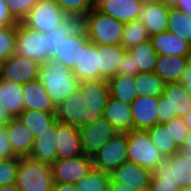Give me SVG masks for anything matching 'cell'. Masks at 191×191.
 <instances>
[{"label": "cell", "instance_id": "obj_60", "mask_svg": "<svg viewBox=\"0 0 191 191\" xmlns=\"http://www.w3.org/2000/svg\"><path fill=\"white\" fill-rule=\"evenodd\" d=\"M180 191H191V184H189V185L186 186V187L181 188Z\"/></svg>", "mask_w": 191, "mask_h": 191}, {"label": "cell", "instance_id": "obj_56", "mask_svg": "<svg viewBox=\"0 0 191 191\" xmlns=\"http://www.w3.org/2000/svg\"><path fill=\"white\" fill-rule=\"evenodd\" d=\"M186 59H187V68L183 74H191V52L186 57Z\"/></svg>", "mask_w": 191, "mask_h": 191}, {"label": "cell", "instance_id": "obj_15", "mask_svg": "<svg viewBox=\"0 0 191 191\" xmlns=\"http://www.w3.org/2000/svg\"><path fill=\"white\" fill-rule=\"evenodd\" d=\"M55 147L57 160L84 155L79 128L56 120Z\"/></svg>", "mask_w": 191, "mask_h": 191}, {"label": "cell", "instance_id": "obj_59", "mask_svg": "<svg viewBox=\"0 0 191 191\" xmlns=\"http://www.w3.org/2000/svg\"><path fill=\"white\" fill-rule=\"evenodd\" d=\"M3 62L4 61L0 60V80L2 79Z\"/></svg>", "mask_w": 191, "mask_h": 191}, {"label": "cell", "instance_id": "obj_58", "mask_svg": "<svg viewBox=\"0 0 191 191\" xmlns=\"http://www.w3.org/2000/svg\"><path fill=\"white\" fill-rule=\"evenodd\" d=\"M178 1L179 0H163V3H165L167 6L173 7Z\"/></svg>", "mask_w": 191, "mask_h": 191}, {"label": "cell", "instance_id": "obj_16", "mask_svg": "<svg viewBox=\"0 0 191 191\" xmlns=\"http://www.w3.org/2000/svg\"><path fill=\"white\" fill-rule=\"evenodd\" d=\"M152 172L132 161H125L110 174V182L124 184L133 191H139L150 185Z\"/></svg>", "mask_w": 191, "mask_h": 191}, {"label": "cell", "instance_id": "obj_32", "mask_svg": "<svg viewBox=\"0 0 191 191\" xmlns=\"http://www.w3.org/2000/svg\"><path fill=\"white\" fill-rule=\"evenodd\" d=\"M127 51L133 56L135 70L144 73L154 72L158 54L150 40L142 42Z\"/></svg>", "mask_w": 191, "mask_h": 191}, {"label": "cell", "instance_id": "obj_19", "mask_svg": "<svg viewBox=\"0 0 191 191\" xmlns=\"http://www.w3.org/2000/svg\"><path fill=\"white\" fill-rule=\"evenodd\" d=\"M5 126L14 155L28 157L35 139L32 132L18 117L12 118Z\"/></svg>", "mask_w": 191, "mask_h": 191}, {"label": "cell", "instance_id": "obj_63", "mask_svg": "<svg viewBox=\"0 0 191 191\" xmlns=\"http://www.w3.org/2000/svg\"><path fill=\"white\" fill-rule=\"evenodd\" d=\"M139 191H151V189H150V187H147V188L141 189Z\"/></svg>", "mask_w": 191, "mask_h": 191}, {"label": "cell", "instance_id": "obj_24", "mask_svg": "<svg viewBox=\"0 0 191 191\" xmlns=\"http://www.w3.org/2000/svg\"><path fill=\"white\" fill-rule=\"evenodd\" d=\"M150 41L158 55L187 57L191 52L188 41L169 31L150 36Z\"/></svg>", "mask_w": 191, "mask_h": 191}, {"label": "cell", "instance_id": "obj_30", "mask_svg": "<svg viewBox=\"0 0 191 191\" xmlns=\"http://www.w3.org/2000/svg\"><path fill=\"white\" fill-rule=\"evenodd\" d=\"M107 83L110 96L117 100L131 104L137 97L133 76L118 74L107 80Z\"/></svg>", "mask_w": 191, "mask_h": 191}, {"label": "cell", "instance_id": "obj_62", "mask_svg": "<svg viewBox=\"0 0 191 191\" xmlns=\"http://www.w3.org/2000/svg\"><path fill=\"white\" fill-rule=\"evenodd\" d=\"M188 181H189V184H191V169H190V172H189V175H188Z\"/></svg>", "mask_w": 191, "mask_h": 191}, {"label": "cell", "instance_id": "obj_50", "mask_svg": "<svg viewBox=\"0 0 191 191\" xmlns=\"http://www.w3.org/2000/svg\"><path fill=\"white\" fill-rule=\"evenodd\" d=\"M53 191H79L73 183H57L53 186Z\"/></svg>", "mask_w": 191, "mask_h": 191}, {"label": "cell", "instance_id": "obj_22", "mask_svg": "<svg viewBox=\"0 0 191 191\" xmlns=\"http://www.w3.org/2000/svg\"><path fill=\"white\" fill-rule=\"evenodd\" d=\"M169 7L163 2L142 5L137 20L143 22L150 36L167 31Z\"/></svg>", "mask_w": 191, "mask_h": 191}, {"label": "cell", "instance_id": "obj_49", "mask_svg": "<svg viewBox=\"0 0 191 191\" xmlns=\"http://www.w3.org/2000/svg\"><path fill=\"white\" fill-rule=\"evenodd\" d=\"M173 7L185 12L191 18V0H179Z\"/></svg>", "mask_w": 191, "mask_h": 191}, {"label": "cell", "instance_id": "obj_55", "mask_svg": "<svg viewBox=\"0 0 191 191\" xmlns=\"http://www.w3.org/2000/svg\"><path fill=\"white\" fill-rule=\"evenodd\" d=\"M185 125L191 130V110L184 117Z\"/></svg>", "mask_w": 191, "mask_h": 191}, {"label": "cell", "instance_id": "obj_38", "mask_svg": "<svg viewBox=\"0 0 191 191\" xmlns=\"http://www.w3.org/2000/svg\"><path fill=\"white\" fill-rule=\"evenodd\" d=\"M110 182V173L92 168L86 177L74 185L79 191H102Z\"/></svg>", "mask_w": 191, "mask_h": 191}, {"label": "cell", "instance_id": "obj_39", "mask_svg": "<svg viewBox=\"0 0 191 191\" xmlns=\"http://www.w3.org/2000/svg\"><path fill=\"white\" fill-rule=\"evenodd\" d=\"M63 12L81 21L95 6L96 0H55Z\"/></svg>", "mask_w": 191, "mask_h": 191}, {"label": "cell", "instance_id": "obj_9", "mask_svg": "<svg viewBox=\"0 0 191 191\" xmlns=\"http://www.w3.org/2000/svg\"><path fill=\"white\" fill-rule=\"evenodd\" d=\"M127 144V132H118L91 157L93 168L111 174L115 168L128 160Z\"/></svg>", "mask_w": 191, "mask_h": 191}, {"label": "cell", "instance_id": "obj_33", "mask_svg": "<svg viewBox=\"0 0 191 191\" xmlns=\"http://www.w3.org/2000/svg\"><path fill=\"white\" fill-rule=\"evenodd\" d=\"M135 91L137 96H161L165 82L154 72H139L135 77Z\"/></svg>", "mask_w": 191, "mask_h": 191}, {"label": "cell", "instance_id": "obj_42", "mask_svg": "<svg viewBox=\"0 0 191 191\" xmlns=\"http://www.w3.org/2000/svg\"><path fill=\"white\" fill-rule=\"evenodd\" d=\"M9 12L13 18L19 23L22 22L28 12L37 4L39 0H5Z\"/></svg>", "mask_w": 191, "mask_h": 191}, {"label": "cell", "instance_id": "obj_29", "mask_svg": "<svg viewBox=\"0 0 191 191\" xmlns=\"http://www.w3.org/2000/svg\"><path fill=\"white\" fill-rule=\"evenodd\" d=\"M0 103L6 106V110L12 118L18 117L24 110L22 85L1 79Z\"/></svg>", "mask_w": 191, "mask_h": 191}, {"label": "cell", "instance_id": "obj_3", "mask_svg": "<svg viewBox=\"0 0 191 191\" xmlns=\"http://www.w3.org/2000/svg\"><path fill=\"white\" fill-rule=\"evenodd\" d=\"M16 185L21 191H53L54 182L50 164L22 157Z\"/></svg>", "mask_w": 191, "mask_h": 191}, {"label": "cell", "instance_id": "obj_46", "mask_svg": "<svg viewBox=\"0 0 191 191\" xmlns=\"http://www.w3.org/2000/svg\"><path fill=\"white\" fill-rule=\"evenodd\" d=\"M138 73L139 70H135L133 56L127 51L122 65L119 67L118 74L135 77Z\"/></svg>", "mask_w": 191, "mask_h": 191}, {"label": "cell", "instance_id": "obj_2", "mask_svg": "<svg viewBox=\"0 0 191 191\" xmlns=\"http://www.w3.org/2000/svg\"><path fill=\"white\" fill-rule=\"evenodd\" d=\"M90 42L96 45H121L125 23L100 12L94 7L81 20Z\"/></svg>", "mask_w": 191, "mask_h": 191}, {"label": "cell", "instance_id": "obj_31", "mask_svg": "<svg viewBox=\"0 0 191 191\" xmlns=\"http://www.w3.org/2000/svg\"><path fill=\"white\" fill-rule=\"evenodd\" d=\"M18 118L32 132L36 138L48 130V127L56 120V112H41L35 110H23Z\"/></svg>", "mask_w": 191, "mask_h": 191}, {"label": "cell", "instance_id": "obj_1", "mask_svg": "<svg viewBox=\"0 0 191 191\" xmlns=\"http://www.w3.org/2000/svg\"><path fill=\"white\" fill-rule=\"evenodd\" d=\"M38 81L43 84L55 107L64 102L80 85L70 69L53 59L40 64Z\"/></svg>", "mask_w": 191, "mask_h": 191}, {"label": "cell", "instance_id": "obj_10", "mask_svg": "<svg viewBox=\"0 0 191 191\" xmlns=\"http://www.w3.org/2000/svg\"><path fill=\"white\" fill-rule=\"evenodd\" d=\"M53 182L73 183L80 181L88 175L93 168L92 158L87 155L63 160H55L50 165Z\"/></svg>", "mask_w": 191, "mask_h": 191}, {"label": "cell", "instance_id": "obj_7", "mask_svg": "<svg viewBox=\"0 0 191 191\" xmlns=\"http://www.w3.org/2000/svg\"><path fill=\"white\" fill-rule=\"evenodd\" d=\"M79 89L87 107L83 125L93 124L102 118L110 96L107 80L83 81L80 82Z\"/></svg>", "mask_w": 191, "mask_h": 191}, {"label": "cell", "instance_id": "obj_11", "mask_svg": "<svg viewBox=\"0 0 191 191\" xmlns=\"http://www.w3.org/2000/svg\"><path fill=\"white\" fill-rule=\"evenodd\" d=\"M83 153L92 157L106 142L114 137L119 131L102 116L100 120L90 125L79 128Z\"/></svg>", "mask_w": 191, "mask_h": 191}, {"label": "cell", "instance_id": "obj_37", "mask_svg": "<svg viewBox=\"0 0 191 191\" xmlns=\"http://www.w3.org/2000/svg\"><path fill=\"white\" fill-rule=\"evenodd\" d=\"M148 40H150V35L142 21L134 20L132 22L125 23L121 45L126 50Z\"/></svg>", "mask_w": 191, "mask_h": 191}, {"label": "cell", "instance_id": "obj_34", "mask_svg": "<svg viewBox=\"0 0 191 191\" xmlns=\"http://www.w3.org/2000/svg\"><path fill=\"white\" fill-rule=\"evenodd\" d=\"M147 132L153 144L163 156L170 157L179 152V148L169 134V126H165L163 123H157L148 129Z\"/></svg>", "mask_w": 191, "mask_h": 191}, {"label": "cell", "instance_id": "obj_13", "mask_svg": "<svg viewBox=\"0 0 191 191\" xmlns=\"http://www.w3.org/2000/svg\"><path fill=\"white\" fill-rule=\"evenodd\" d=\"M40 64L14 53L3 62L2 80L23 85L38 79Z\"/></svg>", "mask_w": 191, "mask_h": 191}, {"label": "cell", "instance_id": "obj_28", "mask_svg": "<svg viewBox=\"0 0 191 191\" xmlns=\"http://www.w3.org/2000/svg\"><path fill=\"white\" fill-rule=\"evenodd\" d=\"M186 68V57L158 55L154 73L165 83H175L179 82Z\"/></svg>", "mask_w": 191, "mask_h": 191}, {"label": "cell", "instance_id": "obj_40", "mask_svg": "<svg viewBox=\"0 0 191 191\" xmlns=\"http://www.w3.org/2000/svg\"><path fill=\"white\" fill-rule=\"evenodd\" d=\"M16 53V26L0 27V60Z\"/></svg>", "mask_w": 191, "mask_h": 191}, {"label": "cell", "instance_id": "obj_45", "mask_svg": "<svg viewBox=\"0 0 191 191\" xmlns=\"http://www.w3.org/2000/svg\"><path fill=\"white\" fill-rule=\"evenodd\" d=\"M16 157L9 142L6 126H0V159Z\"/></svg>", "mask_w": 191, "mask_h": 191}, {"label": "cell", "instance_id": "obj_48", "mask_svg": "<svg viewBox=\"0 0 191 191\" xmlns=\"http://www.w3.org/2000/svg\"><path fill=\"white\" fill-rule=\"evenodd\" d=\"M179 153L184 157H188L189 161H191V130L187 133L185 142L182 148L179 149Z\"/></svg>", "mask_w": 191, "mask_h": 191}, {"label": "cell", "instance_id": "obj_44", "mask_svg": "<svg viewBox=\"0 0 191 191\" xmlns=\"http://www.w3.org/2000/svg\"><path fill=\"white\" fill-rule=\"evenodd\" d=\"M151 191H180V187L174 181H162L159 177L151 176L150 185Z\"/></svg>", "mask_w": 191, "mask_h": 191}, {"label": "cell", "instance_id": "obj_36", "mask_svg": "<svg viewBox=\"0 0 191 191\" xmlns=\"http://www.w3.org/2000/svg\"><path fill=\"white\" fill-rule=\"evenodd\" d=\"M167 31L191 44V18L185 12L169 7Z\"/></svg>", "mask_w": 191, "mask_h": 191}, {"label": "cell", "instance_id": "obj_51", "mask_svg": "<svg viewBox=\"0 0 191 191\" xmlns=\"http://www.w3.org/2000/svg\"><path fill=\"white\" fill-rule=\"evenodd\" d=\"M11 119L12 117L7 112L6 106L0 103V126H5Z\"/></svg>", "mask_w": 191, "mask_h": 191}, {"label": "cell", "instance_id": "obj_47", "mask_svg": "<svg viewBox=\"0 0 191 191\" xmlns=\"http://www.w3.org/2000/svg\"><path fill=\"white\" fill-rule=\"evenodd\" d=\"M18 22L9 12L5 0H0V27L16 26Z\"/></svg>", "mask_w": 191, "mask_h": 191}, {"label": "cell", "instance_id": "obj_5", "mask_svg": "<svg viewBox=\"0 0 191 191\" xmlns=\"http://www.w3.org/2000/svg\"><path fill=\"white\" fill-rule=\"evenodd\" d=\"M127 135L128 160L153 172L164 156L153 144L147 130L132 129Z\"/></svg>", "mask_w": 191, "mask_h": 191}, {"label": "cell", "instance_id": "obj_20", "mask_svg": "<svg viewBox=\"0 0 191 191\" xmlns=\"http://www.w3.org/2000/svg\"><path fill=\"white\" fill-rule=\"evenodd\" d=\"M86 108L83 96L78 88L56 107V120L80 128L83 126V118H86Z\"/></svg>", "mask_w": 191, "mask_h": 191}, {"label": "cell", "instance_id": "obj_27", "mask_svg": "<svg viewBox=\"0 0 191 191\" xmlns=\"http://www.w3.org/2000/svg\"><path fill=\"white\" fill-rule=\"evenodd\" d=\"M56 120L34 139L32 151L29 158L35 161L52 164L57 159L55 147Z\"/></svg>", "mask_w": 191, "mask_h": 191}, {"label": "cell", "instance_id": "obj_53", "mask_svg": "<svg viewBox=\"0 0 191 191\" xmlns=\"http://www.w3.org/2000/svg\"><path fill=\"white\" fill-rule=\"evenodd\" d=\"M110 191H133L130 187L116 182H110Z\"/></svg>", "mask_w": 191, "mask_h": 191}, {"label": "cell", "instance_id": "obj_26", "mask_svg": "<svg viewBox=\"0 0 191 191\" xmlns=\"http://www.w3.org/2000/svg\"><path fill=\"white\" fill-rule=\"evenodd\" d=\"M103 117L119 132H128L133 129L131 104H127L111 96L108 98Z\"/></svg>", "mask_w": 191, "mask_h": 191}, {"label": "cell", "instance_id": "obj_21", "mask_svg": "<svg viewBox=\"0 0 191 191\" xmlns=\"http://www.w3.org/2000/svg\"><path fill=\"white\" fill-rule=\"evenodd\" d=\"M100 12L123 23L137 20L142 4L139 0H96Z\"/></svg>", "mask_w": 191, "mask_h": 191}, {"label": "cell", "instance_id": "obj_17", "mask_svg": "<svg viewBox=\"0 0 191 191\" xmlns=\"http://www.w3.org/2000/svg\"><path fill=\"white\" fill-rule=\"evenodd\" d=\"M131 110L135 130H148L159 123L157 96H137L131 103Z\"/></svg>", "mask_w": 191, "mask_h": 191}, {"label": "cell", "instance_id": "obj_41", "mask_svg": "<svg viewBox=\"0 0 191 191\" xmlns=\"http://www.w3.org/2000/svg\"><path fill=\"white\" fill-rule=\"evenodd\" d=\"M21 157L0 159V187L16 184Z\"/></svg>", "mask_w": 191, "mask_h": 191}, {"label": "cell", "instance_id": "obj_61", "mask_svg": "<svg viewBox=\"0 0 191 191\" xmlns=\"http://www.w3.org/2000/svg\"><path fill=\"white\" fill-rule=\"evenodd\" d=\"M102 191H110V182L106 187L102 189Z\"/></svg>", "mask_w": 191, "mask_h": 191}, {"label": "cell", "instance_id": "obj_43", "mask_svg": "<svg viewBox=\"0 0 191 191\" xmlns=\"http://www.w3.org/2000/svg\"><path fill=\"white\" fill-rule=\"evenodd\" d=\"M163 124L169 126V134L171 135V138L179 149L182 148L186 135L189 132L188 127L185 125L184 118L176 117Z\"/></svg>", "mask_w": 191, "mask_h": 191}, {"label": "cell", "instance_id": "obj_35", "mask_svg": "<svg viewBox=\"0 0 191 191\" xmlns=\"http://www.w3.org/2000/svg\"><path fill=\"white\" fill-rule=\"evenodd\" d=\"M80 24L78 19L69 17L64 23L56 26L55 30L44 34L48 43V60L56 54L61 41L69 37Z\"/></svg>", "mask_w": 191, "mask_h": 191}, {"label": "cell", "instance_id": "obj_8", "mask_svg": "<svg viewBox=\"0 0 191 191\" xmlns=\"http://www.w3.org/2000/svg\"><path fill=\"white\" fill-rule=\"evenodd\" d=\"M16 53L39 64L45 63L48 61L47 37L19 22L16 25Z\"/></svg>", "mask_w": 191, "mask_h": 191}, {"label": "cell", "instance_id": "obj_25", "mask_svg": "<svg viewBox=\"0 0 191 191\" xmlns=\"http://www.w3.org/2000/svg\"><path fill=\"white\" fill-rule=\"evenodd\" d=\"M71 71L80 82L100 80L97 45L95 43L89 42L85 47H81L79 61Z\"/></svg>", "mask_w": 191, "mask_h": 191}, {"label": "cell", "instance_id": "obj_6", "mask_svg": "<svg viewBox=\"0 0 191 191\" xmlns=\"http://www.w3.org/2000/svg\"><path fill=\"white\" fill-rule=\"evenodd\" d=\"M68 18L55 0H39L22 23L45 34L55 30Z\"/></svg>", "mask_w": 191, "mask_h": 191}, {"label": "cell", "instance_id": "obj_23", "mask_svg": "<svg viewBox=\"0 0 191 191\" xmlns=\"http://www.w3.org/2000/svg\"><path fill=\"white\" fill-rule=\"evenodd\" d=\"M22 97L24 110L56 112V107L38 79L22 85Z\"/></svg>", "mask_w": 191, "mask_h": 191}, {"label": "cell", "instance_id": "obj_14", "mask_svg": "<svg viewBox=\"0 0 191 191\" xmlns=\"http://www.w3.org/2000/svg\"><path fill=\"white\" fill-rule=\"evenodd\" d=\"M89 42L87 32L80 24L69 37L61 41L52 59L72 70L81 56V47H85Z\"/></svg>", "mask_w": 191, "mask_h": 191}, {"label": "cell", "instance_id": "obj_57", "mask_svg": "<svg viewBox=\"0 0 191 191\" xmlns=\"http://www.w3.org/2000/svg\"><path fill=\"white\" fill-rule=\"evenodd\" d=\"M142 5L163 2V0H139Z\"/></svg>", "mask_w": 191, "mask_h": 191}, {"label": "cell", "instance_id": "obj_54", "mask_svg": "<svg viewBox=\"0 0 191 191\" xmlns=\"http://www.w3.org/2000/svg\"><path fill=\"white\" fill-rule=\"evenodd\" d=\"M0 191H21L16 184L0 187Z\"/></svg>", "mask_w": 191, "mask_h": 191}, {"label": "cell", "instance_id": "obj_52", "mask_svg": "<svg viewBox=\"0 0 191 191\" xmlns=\"http://www.w3.org/2000/svg\"><path fill=\"white\" fill-rule=\"evenodd\" d=\"M179 83L183 84L188 93L191 96V74H183V76L180 78Z\"/></svg>", "mask_w": 191, "mask_h": 191}, {"label": "cell", "instance_id": "obj_4", "mask_svg": "<svg viewBox=\"0 0 191 191\" xmlns=\"http://www.w3.org/2000/svg\"><path fill=\"white\" fill-rule=\"evenodd\" d=\"M158 108L159 123L184 118L191 110V96L183 84L165 83L163 94L158 97Z\"/></svg>", "mask_w": 191, "mask_h": 191}, {"label": "cell", "instance_id": "obj_18", "mask_svg": "<svg viewBox=\"0 0 191 191\" xmlns=\"http://www.w3.org/2000/svg\"><path fill=\"white\" fill-rule=\"evenodd\" d=\"M127 50L122 45H97L100 80L118 75Z\"/></svg>", "mask_w": 191, "mask_h": 191}, {"label": "cell", "instance_id": "obj_12", "mask_svg": "<svg viewBox=\"0 0 191 191\" xmlns=\"http://www.w3.org/2000/svg\"><path fill=\"white\" fill-rule=\"evenodd\" d=\"M191 169V161L179 152L163 157L152 172L154 177H159L162 181H174L181 188L189 185L188 175Z\"/></svg>", "mask_w": 191, "mask_h": 191}]
</instances>
